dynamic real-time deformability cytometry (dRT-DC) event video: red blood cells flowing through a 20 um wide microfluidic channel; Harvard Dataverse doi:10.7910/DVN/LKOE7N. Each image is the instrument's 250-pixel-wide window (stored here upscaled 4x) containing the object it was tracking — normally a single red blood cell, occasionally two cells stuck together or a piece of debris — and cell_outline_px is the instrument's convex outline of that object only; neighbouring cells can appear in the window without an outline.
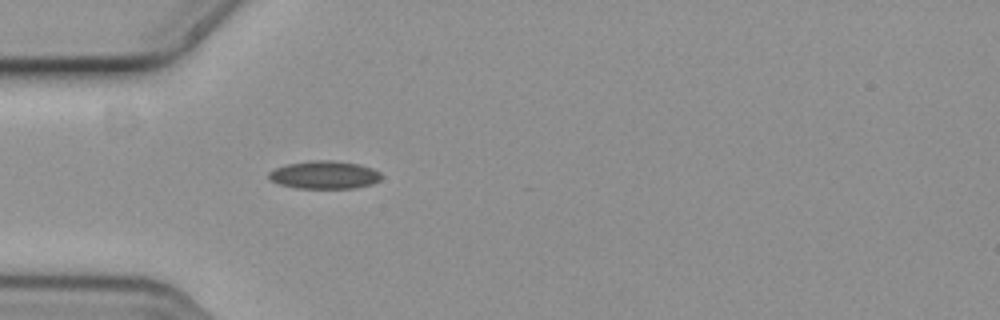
{"species": "common noctule bat (a hibernating species)", "species_latin": "Nyctalus noctula", "temperature_condition": "cold", "stored_images_in_passage": 2, "camera_frame_rate_fps": 3000, "um_per_image_px": 0.085, "animal": {"sex": "female", "body_mass_g": 19.3, "forearm_length_mm": 54.1}, "frame": {"image": 1, "passage_image": 2, "time_ms": 0.333, "image_size_px": [1000, 320], "cell_outline_px": [[380, 180], [372, 184], [352, 188], [296, 188], [280, 184], [272, 180], [268, 176], [268, 172], [284, 164], [312, 160], [332, 160], [360, 164], [372, 168], [380, 172]], "centroid_in_image_um": [27.57, 14.85], "position_along_channel_um": 57.4, "area_um2": 18.32}}